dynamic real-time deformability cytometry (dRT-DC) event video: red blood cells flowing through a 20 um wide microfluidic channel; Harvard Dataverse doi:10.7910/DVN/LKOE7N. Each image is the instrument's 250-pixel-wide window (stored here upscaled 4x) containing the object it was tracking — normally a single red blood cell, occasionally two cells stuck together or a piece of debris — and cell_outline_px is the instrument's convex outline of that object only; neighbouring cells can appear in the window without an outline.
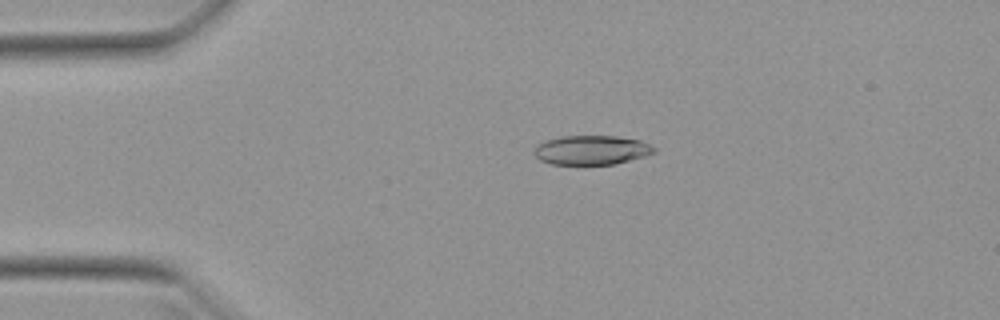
{"species": "Egyptian fruit bat (a non-hibernating species)", "species_latin": "Rousettus aegyptiacus", "temperature_condition": "warm", "stored_images_in_passage": 19, "camera_frame_rate_fps": 3000, "um_per_image_px": 0.085, "animal": {"sex": "female"}, "frame": {"image": 1, "passage_image": 11, "time_ms": 3.333, "image_size_px": [1000, 320], "cell_outline_px": [[656, 152], [644, 156], [616, 164], [552, 164], [540, 160], [532, 152], [540, 144], [548, 140], [560, 136], [616, 136], [640, 140], [656, 148]], "centroid_in_image_um": [50.3, 12.75], "position_along_channel_um": 34.7, "area_um2": 20.29}}
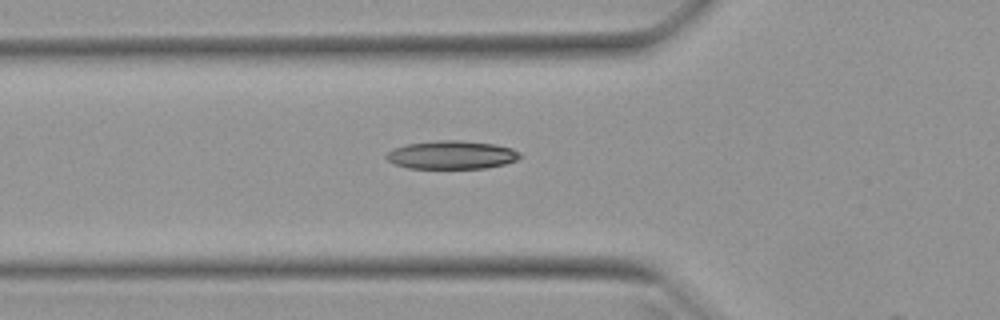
{"frame": {"image": 2, "passage_image": 18, "time_ms": 5.667, "image_size_px": [1000, 320], "cell_outline_px": [[520, 156], [516, 160], [504, 164], [484, 168], [408, 168], [396, 164], [388, 160], [384, 156], [392, 148], [408, 144], [440, 140], [460, 140], [496, 144], [512, 148], [520, 152]], "centroid_in_image_um": [38.39, 13.16], "position_along_channel_um": 87.4, "area_um2": 21.96}}